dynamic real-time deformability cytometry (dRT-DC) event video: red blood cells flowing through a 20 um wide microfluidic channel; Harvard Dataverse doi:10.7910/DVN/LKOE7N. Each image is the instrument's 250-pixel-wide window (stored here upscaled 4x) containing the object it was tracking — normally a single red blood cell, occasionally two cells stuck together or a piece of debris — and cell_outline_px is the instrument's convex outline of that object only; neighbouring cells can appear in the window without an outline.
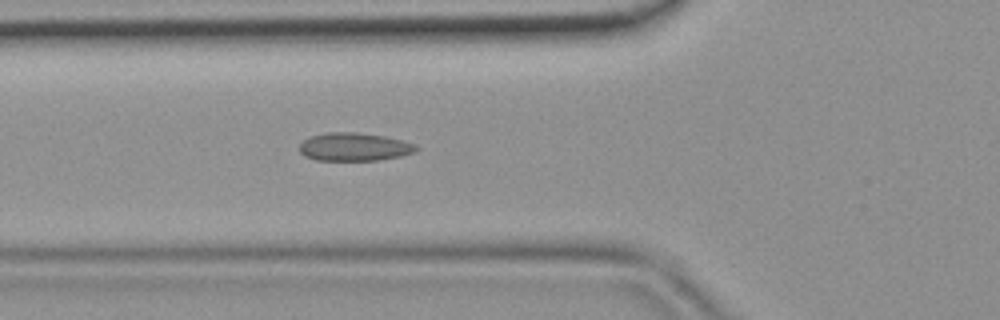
{"species": "common noctule bat (a hibernating species)", "species_latin": "Nyctalus noctula", "temperature_condition": "room temperature", "stored_images_in_passage": 43, "camera_frame_rate_fps": 3000, "um_per_image_px": 0.085, "animal": {"sex": "female", "body_mass_g": 19.9}, "frame": {"image": 1, "passage_image": 15, "time_ms": 4.667, "image_size_px": [1000, 320], "cell_outline_px": [[420, 148], [416, 152], [400, 156], [380, 160], [316, 160], [304, 156], [300, 152], [300, 144], [304, 140], [312, 136], [328, 132], [356, 132], [384, 136], [416, 144]], "centroid_in_image_um": [30.13, 12.49], "position_along_channel_um": 95.7, "area_um2": 19.13}}
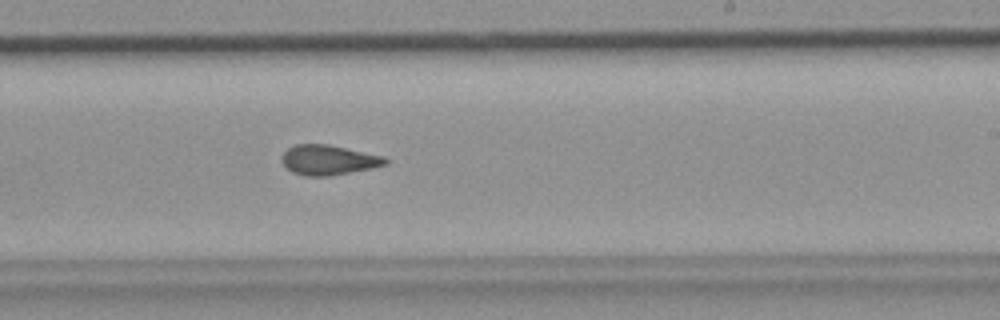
{"frame": {"image": 2, "passage_image": 26, "time_ms": 8.333, "image_size_px": [1000, 320], "cell_outline_px": [[388, 164], [372, 168], [328, 176], [304, 176], [292, 172], [280, 160], [280, 156], [288, 148], [296, 144], [328, 144], [384, 156], [388, 160]], "centroid_in_image_um": [27.91, 13.59], "position_along_channel_um": 261.1, "area_um2": 18.09}}
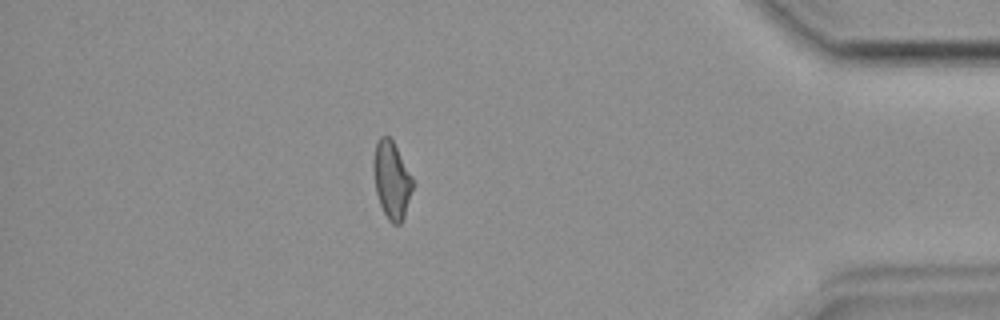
{"frame": {"image": 3, "passage_image": 38, "time_ms": 12.333, "image_size_px": [1000, 320], "cell_outline_px": [[412, 188], [404, 216], [400, 224], [392, 224], [388, 220], [380, 204], [376, 192], [372, 168], [372, 160], [376, 144], [380, 136], [388, 136], [392, 140], [412, 176]], "centroid_in_image_um": [33.26, 15.29], "position_along_channel_um": 401.9, "area_um2": 17.46}}